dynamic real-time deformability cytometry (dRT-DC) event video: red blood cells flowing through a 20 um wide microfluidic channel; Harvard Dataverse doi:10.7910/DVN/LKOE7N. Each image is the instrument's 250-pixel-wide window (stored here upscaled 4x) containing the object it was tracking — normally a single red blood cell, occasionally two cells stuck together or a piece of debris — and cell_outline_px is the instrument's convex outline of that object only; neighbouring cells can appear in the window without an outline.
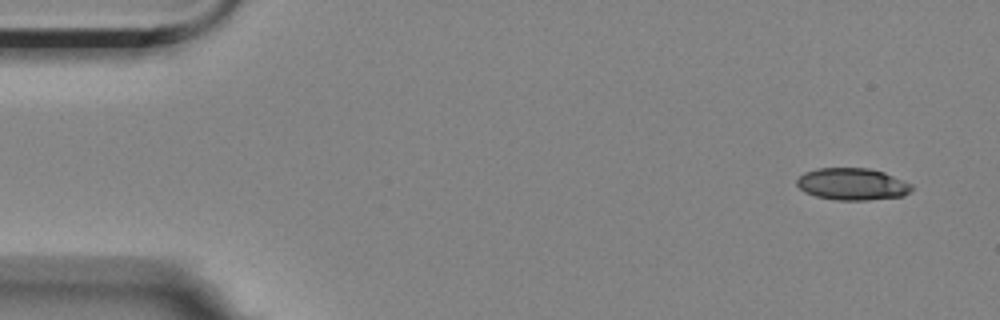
{"species": "Egyptian fruit bat (a non-hibernating species)", "species_latin": "Rousettus aegyptiacus", "temperature_condition": "room temperature", "stored_images_in_passage": 12, "camera_frame_rate_fps": 3000, "um_per_image_px": 0.085, "animal": {"sex": "female"}, "frame": {"image": 1, "passage_image": 1, "time_ms": 0.0, "image_size_px": [1000, 320], "cell_outline_px": [[912, 188], [904, 196], [868, 200], [836, 200], [816, 196], [804, 192], [796, 184], [796, 180], [804, 172], [816, 168], [868, 168], [884, 172], [912, 184]], "centroid_in_image_um": [72.42, 15.65], "position_along_channel_um": 12.6, "area_um2": 21.44}}
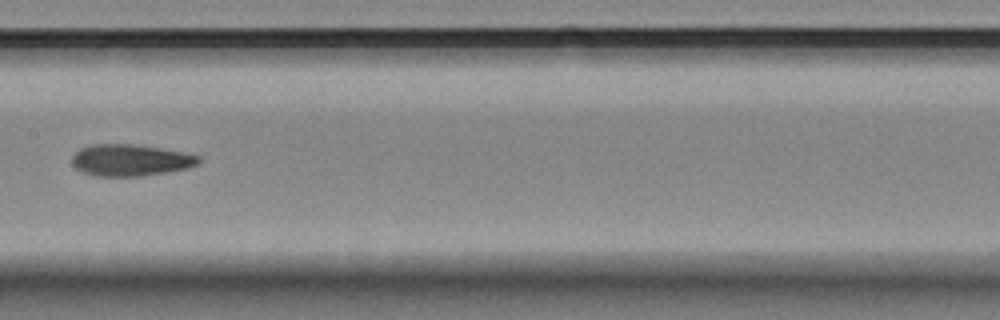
{"frame": {"image": 2, "passage_image": 7, "time_ms": 8.333, "image_size_px": [1000, 320], "cell_outline_px": [[200, 160], [196, 164], [188, 168], [140, 176], [96, 176], [84, 172], [76, 168], [72, 164], [72, 156], [80, 148], [92, 144], [132, 144], [160, 148], [184, 152], [200, 156]], "centroid_in_image_um": [11.07, 13.6], "position_along_channel_um": 196.3, "area_um2": 23.18}}
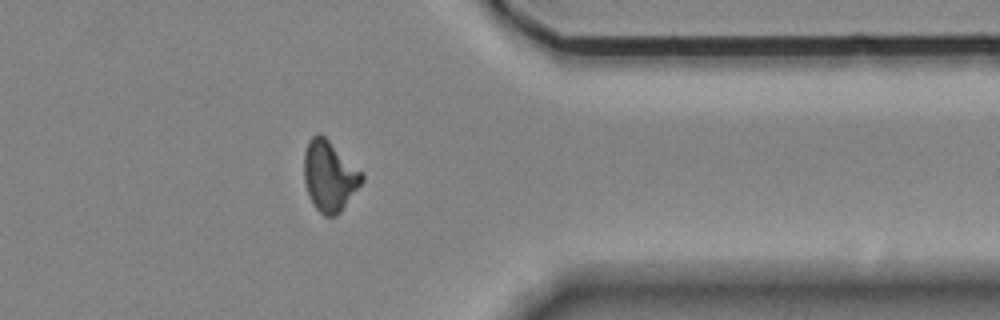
{"frame": {"image": 3, "passage_image": 12, "time_ms": 14.0, "image_size_px": [1000, 320], "cell_outline_px": [[364, 180], [340, 212], [336, 216], [324, 216], [312, 204], [304, 180], [304, 152], [308, 140], [316, 132], [320, 132], [364, 176]], "centroid_in_image_um": [27.96, 14.97], "position_along_channel_um": 383.4, "area_um2": 23.35}, "authors_computed_cell_mechanics": {"area_um2": 23.2934, "velocity_mm_per_s": 3.5217, "shape_relaxation_time_tau1_ms": null, "shape_relaxation_time_tau2_ms": 4.0844, "deformation_change_tau1": null, "deformation_change_tau2": 0.1187}}